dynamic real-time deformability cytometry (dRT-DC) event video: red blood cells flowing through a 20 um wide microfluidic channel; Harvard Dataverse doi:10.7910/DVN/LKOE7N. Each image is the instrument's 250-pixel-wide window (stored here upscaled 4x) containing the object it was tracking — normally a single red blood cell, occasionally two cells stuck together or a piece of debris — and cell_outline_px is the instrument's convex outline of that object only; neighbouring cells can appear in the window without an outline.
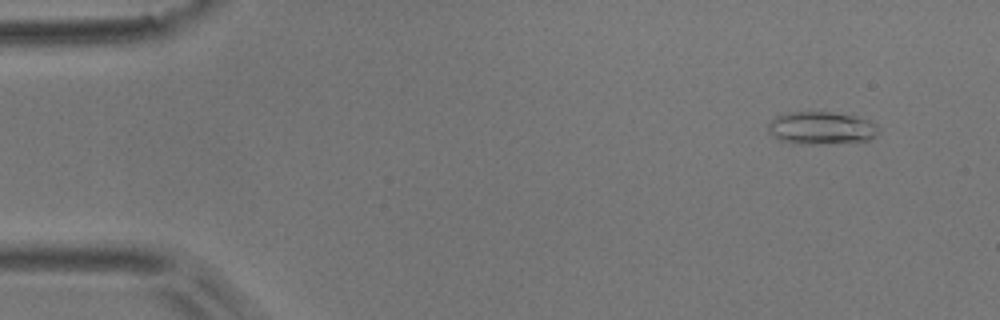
{"species": "common noctule bat (a hibernating species)", "species_latin": "Nyctalus noctula", "temperature_condition": "room temperature", "stored_images_in_passage": 5, "camera_frame_rate_fps": 3000, "um_per_image_px": 0.085, "animal": {"sex": "male", "body_mass_g": 17.9}, "frame": {"image": 1, "passage_image": 2, "time_ms": 0.333, "image_size_px": [1000, 320], "cell_outline_px": [[880, 132], [876, 136], [868, 140], [820, 144], [800, 144], [780, 140], [772, 136], [768, 132], [768, 120], [776, 116], [788, 112], [832, 112], [856, 116], [872, 120], [876, 124]], "centroid_in_image_um": [69.8, 10.87], "position_along_channel_um": 15.2, "area_um2": 21.33}}